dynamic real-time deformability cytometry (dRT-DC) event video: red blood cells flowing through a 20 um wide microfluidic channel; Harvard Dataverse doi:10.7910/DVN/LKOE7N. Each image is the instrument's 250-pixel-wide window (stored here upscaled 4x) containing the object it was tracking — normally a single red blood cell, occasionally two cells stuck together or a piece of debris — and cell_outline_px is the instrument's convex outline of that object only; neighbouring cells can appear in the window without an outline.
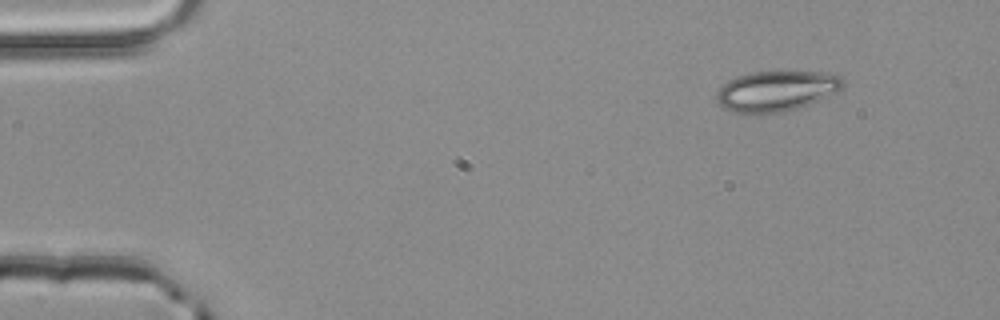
{"species": "common noctule bat (a hibernating species)", "species_latin": "Nyctalus noctula", "temperature_condition": "room temperature", "stored_images_in_passage": 47, "camera_frame_rate_fps": 3000, "um_per_image_px": 0.085, "animal": {"sex": "male", "body_mass_g": 20.4}, "frame": {"image": 1, "passage_image": 1, "time_ms": 0.0, "image_size_px": [1000, 320], "cell_outline_px": [[844, 88], [840, 92], [820, 100], [784, 112], [732, 112], [720, 108], [716, 100], [716, 92], [728, 80], [736, 76], [752, 72], [780, 68], [824, 72], [840, 76], [844, 80]], "centroid_in_image_um": [66.03, 7.67], "position_along_channel_um": 19.0, "area_um2": 30.92}}
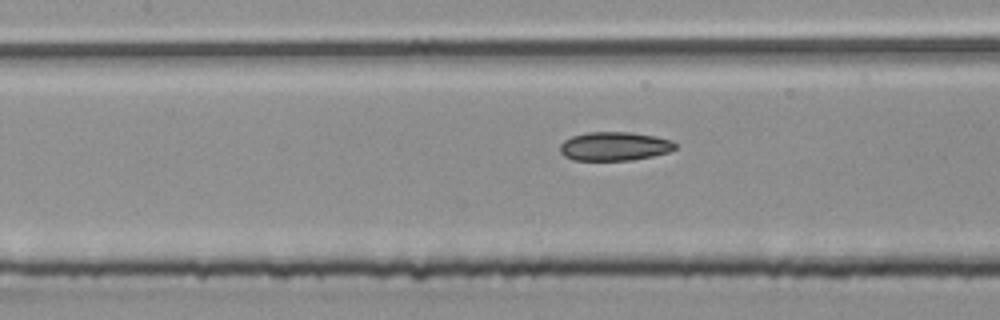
{"frame": {"image": 2, "passage_image": 19, "time_ms": 6.0, "image_size_px": [1000, 320], "cell_outline_px": [[676, 148], [668, 152], [652, 156], [632, 160], [572, 160], [564, 156], [560, 152], [560, 144], [564, 140], [572, 136], [588, 132], [628, 132], [656, 136], [672, 140], [676, 144]], "centroid_in_image_um": [52.22, 12.43], "position_along_channel_um": 155.2, "area_um2": 19.36}}
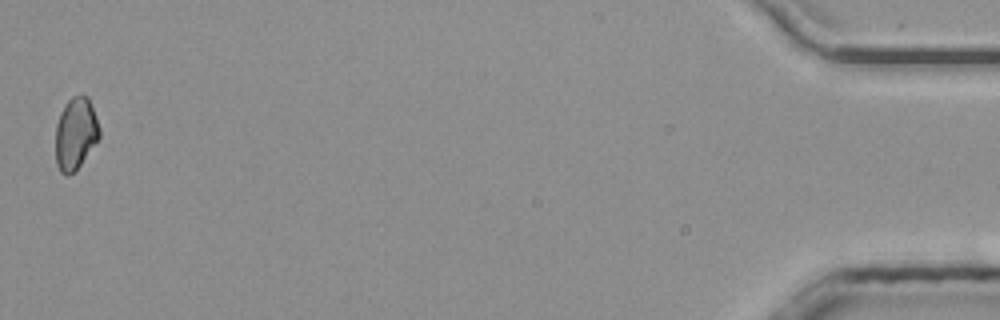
{"frame": {"image": 3, "passage_image": 47, "time_ms": 15.333, "image_size_px": [1000, 320], "cell_outline_px": [[100, 136], [76, 172], [68, 176], [64, 176], [60, 172], [56, 164], [56, 124], [60, 112], [64, 104], [72, 96], [88, 96], [100, 128]], "centroid_in_image_um": [6.41, 11.39], "position_along_channel_um": 428.8, "area_um2": 18.61}, "authors_computed_cell_mechanics": {"area_um2": 19.1896, "velocity_mm_per_s": 4.0056, "shape_relaxation_time_tau1_ms": null, "shape_relaxation_time_tau2_ms": 5.3127, "deformation_change_tau1": null, "deformation_change_tau2": 0.0989}}